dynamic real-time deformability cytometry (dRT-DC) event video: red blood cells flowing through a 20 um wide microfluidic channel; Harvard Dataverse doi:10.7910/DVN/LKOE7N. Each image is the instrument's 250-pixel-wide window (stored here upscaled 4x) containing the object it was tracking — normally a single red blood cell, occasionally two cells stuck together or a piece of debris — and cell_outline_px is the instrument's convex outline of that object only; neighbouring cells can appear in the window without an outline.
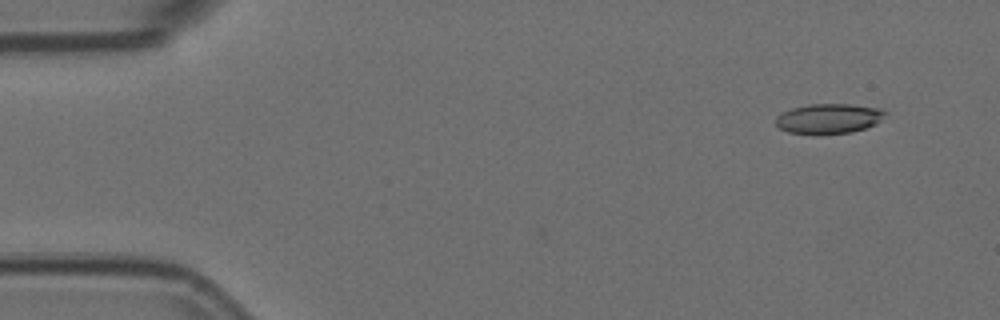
{"species": "Egyptian fruit bat (a non-hibernating species)", "species_latin": "Rousettus aegyptiacus", "temperature_condition": "room temperature", "stored_images_in_passage": 5, "camera_frame_rate_fps": 3000, "um_per_image_px": 0.085, "animal": {"sex": "female"}, "frame": {"image": 1, "passage_image": 2, "time_ms": 0.333, "image_size_px": [1000, 320], "cell_outline_px": [[888, 112], [876, 124], [852, 132], [820, 136], [816, 136], [788, 132], [780, 128], [776, 124], [776, 116], [780, 112], [792, 108], [808, 104], [848, 104], [880, 108]], "centroid_in_image_um": [70.41, 10.1], "position_along_channel_um": 14.6, "area_um2": 19.59}}